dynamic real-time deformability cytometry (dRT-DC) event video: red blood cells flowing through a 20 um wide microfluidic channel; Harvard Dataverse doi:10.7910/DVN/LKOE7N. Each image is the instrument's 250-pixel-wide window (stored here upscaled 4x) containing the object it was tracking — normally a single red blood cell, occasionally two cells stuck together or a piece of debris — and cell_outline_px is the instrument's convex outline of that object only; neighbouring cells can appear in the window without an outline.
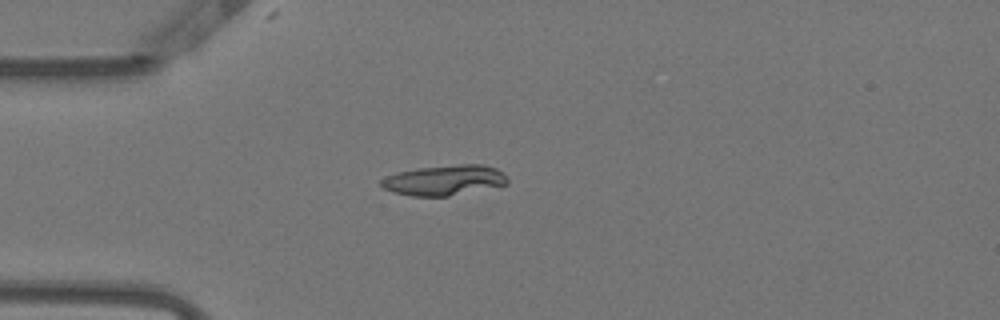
{"species": "Egyptian fruit bat (a non-hibernating species)", "species_latin": "Rousettus aegyptiacus", "temperature_condition": "warm", "stored_images_in_passage": 46, "camera_frame_rate_fps": 3000, "um_per_image_px": 0.085, "animal": {"sex": "female"}, "frame": {"image": 1, "passage_image": 11, "time_ms": 3.333, "image_size_px": [1000, 320], "cell_outline_px": [[508, 184], [448, 196], [412, 196], [392, 192], [384, 188], [380, 184], [380, 180], [384, 176], [396, 172], [420, 168], [460, 164], [484, 164], [496, 168], [508, 180]], "centroid_in_image_um": [37.72, 15.31], "position_along_channel_um": 47.3, "area_um2": 22.14}}
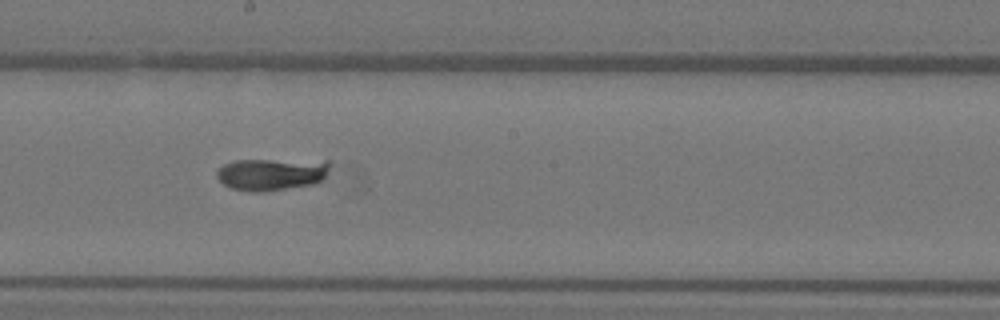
{"frame": {"image": 2, "passage_image": 26, "time_ms": 8.333, "image_size_px": [1000, 320], "cell_outline_px": [[328, 168], [324, 180], [312, 184], [264, 192], [252, 192], [232, 188], [224, 184], [216, 176], [216, 172], [224, 164], [236, 160], [328, 160]], "centroid_in_image_um": [23.09, 14.8], "position_along_channel_um": 225.1, "area_um2": 21.15}}
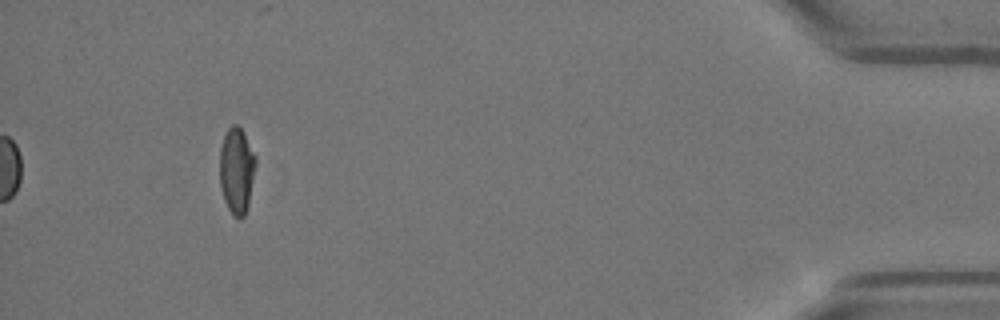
{"frame": {"image": 3, "passage_image": 46, "time_ms": 15.0, "image_size_px": [1000, 320], "cell_outline_px": [[256, 164], [248, 204], [244, 216], [240, 220], [232, 216], [224, 200], [220, 184], [220, 148], [224, 136], [228, 128], [232, 124], [236, 124], [244, 132], [256, 156]], "centroid_in_image_um": [20.12, 14.49], "position_along_channel_um": 415.1, "area_um2": 18.15}}